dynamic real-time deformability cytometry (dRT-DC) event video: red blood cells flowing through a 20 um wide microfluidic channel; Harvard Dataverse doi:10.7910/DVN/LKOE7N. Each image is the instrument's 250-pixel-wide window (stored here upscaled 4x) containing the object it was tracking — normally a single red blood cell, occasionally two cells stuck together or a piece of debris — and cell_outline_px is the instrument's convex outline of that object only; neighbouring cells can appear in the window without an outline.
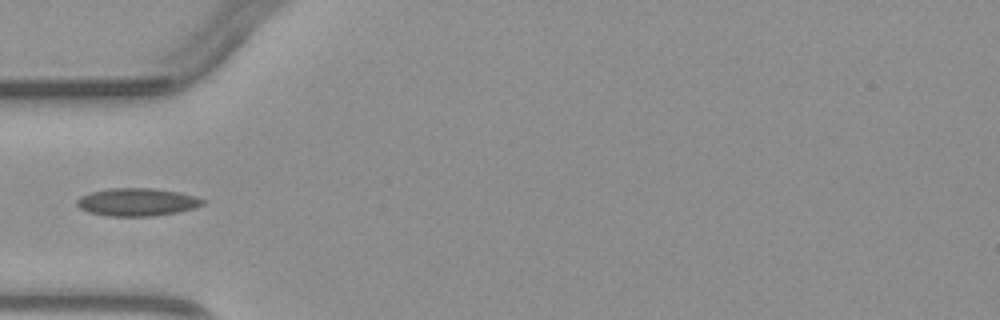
{"species": "common noctule bat (a hibernating species)", "species_latin": "Nyctalus noctula", "temperature_condition": "warm", "stored_images_in_passage": 4, "camera_frame_rate_fps": 3000, "um_per_image_px": 0.085, "animal": {"sex": "male", "body_mass_g": 23.1, "forearm_length_mm": 52.7}, "frame": {"image": 1, "passage_image": 4, "time_ms": 3.667, "image_size_px": [1000, 320], "cell_outline_px": [[208, 200], [204, 204], [192, 208], [176, 212], [152, 216], [108, 216], [88, 212], [80, 208], [76, 204], [76, 200], [80, 196], [92, 192], [112, 188], [152, 188], [180, 192], [196, 196]], "centroid_in_image_um": [11.67, 17.17], "position_along_channel_um": 73.3, "area_um2": 20.4}}